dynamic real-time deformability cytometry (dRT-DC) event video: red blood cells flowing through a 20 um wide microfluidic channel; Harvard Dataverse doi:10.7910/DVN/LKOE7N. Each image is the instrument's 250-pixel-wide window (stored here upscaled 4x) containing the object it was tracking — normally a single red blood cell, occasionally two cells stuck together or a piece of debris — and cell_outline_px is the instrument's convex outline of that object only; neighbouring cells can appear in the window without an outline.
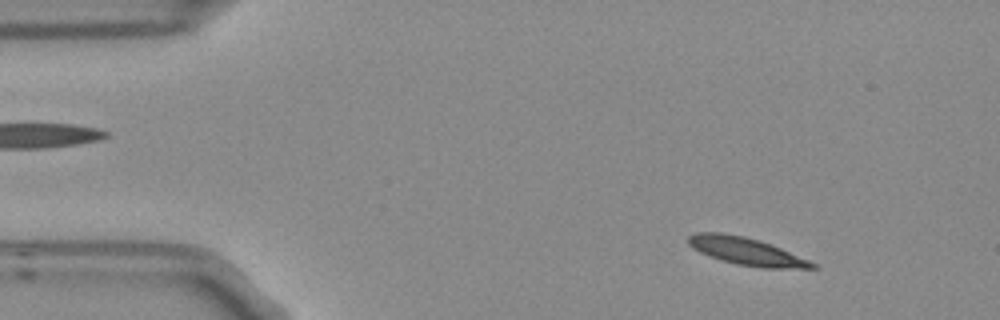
{"species": "Egyptian fruit bat (a non-hibernating species)", "species_latin": "Rousettus aegyptiacus", "temperature_condition": "room temperature", "stored_images_in_passage": 4, "camera_frame_rate_fps": 3000, "um_per_image_px": 0.085, "frame": {"image": 1, "passage_image": 2, "time_ms": 0.333, "image_size_px": [1000, 320], "cell_outline_px": [[816, 268], [760, 268], [736, 264], [720, 260], [708, 256], [692, 248], [688, 244], [688, 236], [696, 232], [720, 232], [744, 236], [780, 248], [808, 260], [816, 264]], "centroid_in_image_um": [63.36, 21.36], "position_along_channel_um": 21.6, "area_um2": 19.65}}